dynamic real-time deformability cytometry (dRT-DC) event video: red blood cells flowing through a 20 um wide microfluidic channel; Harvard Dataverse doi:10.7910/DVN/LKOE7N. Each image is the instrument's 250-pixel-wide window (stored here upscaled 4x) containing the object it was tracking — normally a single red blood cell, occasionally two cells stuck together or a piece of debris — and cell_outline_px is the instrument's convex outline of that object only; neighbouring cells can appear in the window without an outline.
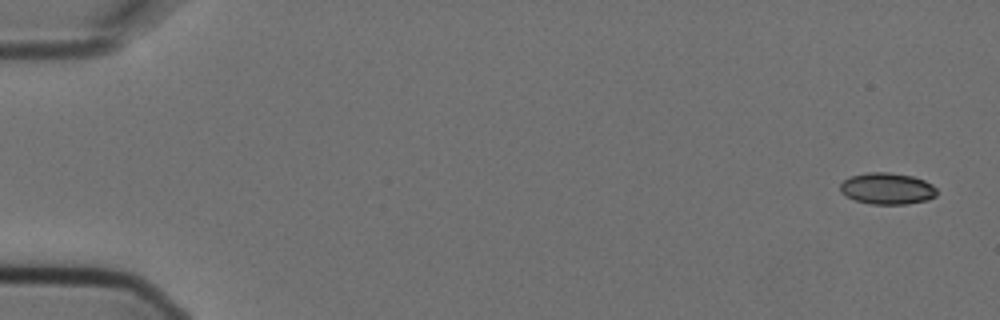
{"species": "Egyptian fruit bat (a non-hibernating species)", "species_latin": "Rousettus aegyptiacus", "temperature_condition": "cold", "stored_images_in_passage": 4, "camera_frame_rate_fps": 3000, "um_per_image_px": 0.085, "animal": {"sex": "female"}, "frame": {"image": 1, "passage_image": 1, "time_ms": 0.0, "image_size_px": [1000, 320], "cell_outline_px": [[936, 196], [928, 200], [908, 204], [872, 204], [856, 200], [840, 192], [840, 184], [848, 176], [868, 172], [888, 172], [912, 176], [924, 180], [932, 184], [936, 188]], "centroid_in_image_um": [75.41, 16.02], "position_along_channel_um": 9.6, "area_um2": 17.8}}
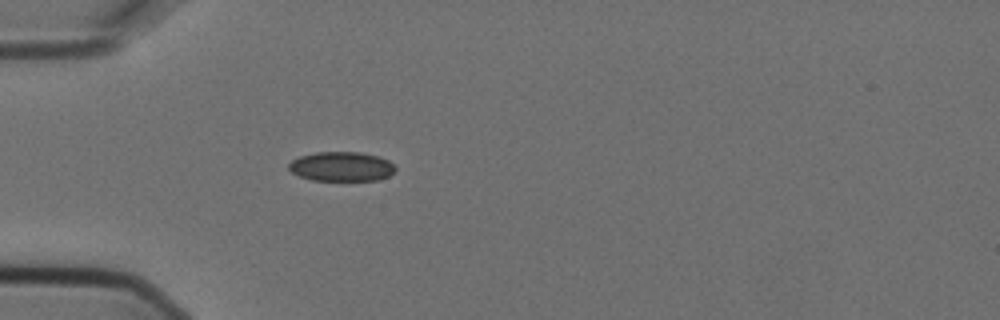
{"frame": {"image": 2, "passage_image": 4, "time_ms": 1.0, "image_size_px": [1000, 320], "cell_outline_px": [[396, 168], [388, 176], [376, 180], [312, 180], [300, 176], [292, 172], [288, 168], [288, 164], [292, 160], [300, 156], [316, 152], [360, 152], [380, 156], [388, 160]], "centroid_in_image_um": [29.01, 14.14], "position_along_channel_um": 56.0, "area_um2": 18.21}}